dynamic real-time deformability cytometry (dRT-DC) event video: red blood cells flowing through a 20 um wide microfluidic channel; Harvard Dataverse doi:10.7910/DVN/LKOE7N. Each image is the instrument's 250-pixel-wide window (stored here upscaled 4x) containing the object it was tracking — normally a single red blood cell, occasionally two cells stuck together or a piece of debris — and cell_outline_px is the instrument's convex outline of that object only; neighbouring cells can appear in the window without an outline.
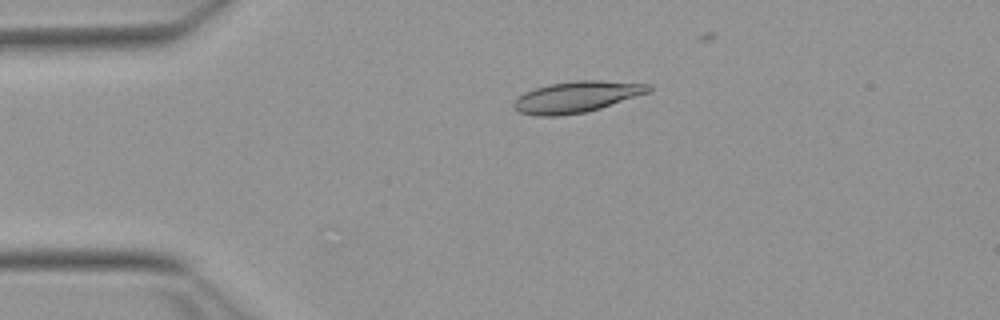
{"species": "Egyptian fruit bat (a non-hibernating species)", "species_latin": "Rousettus aegyptiacus", "temperature_condition": "warm", "stored_images_in_passage": 8, "camera_frame_rate_fps": 3000, "um_per_image_px": 0.085, "animal": {"sex": "female"}, "frame": {"image": 1, "passage_image": 2, "time_ms": 0.333, "image_size_px": [1000, 320], "cell_outline_px": [[652, 88], [648, 92], [600, 108], [584, 112], [556, 116], [536, 116], [520, 112], [512, 108], [512, 104], [524, 92], [548, 84], [576, 80], [600, 80], [652, 84]], "centroid_in_image_um": [48.99, 8.23], "position_along_channel_um": 36.0, "area_um2": 24.33}}